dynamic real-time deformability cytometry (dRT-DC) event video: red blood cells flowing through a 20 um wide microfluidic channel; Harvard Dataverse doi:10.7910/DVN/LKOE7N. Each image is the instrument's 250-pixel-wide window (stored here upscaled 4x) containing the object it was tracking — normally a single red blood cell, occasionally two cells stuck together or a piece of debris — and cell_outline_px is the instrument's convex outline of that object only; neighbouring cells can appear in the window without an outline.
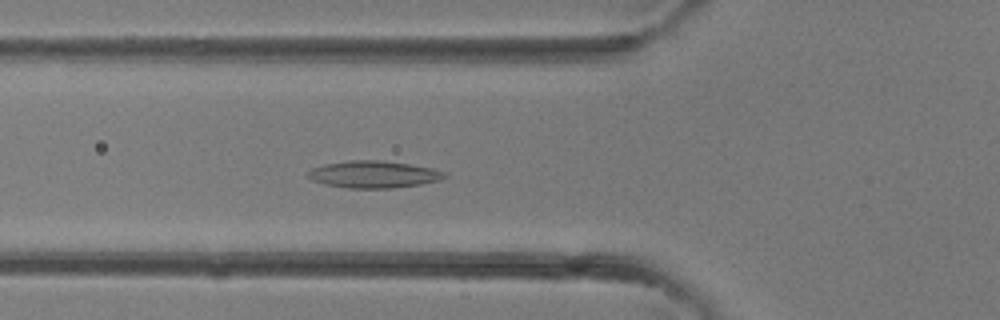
{"species": "common noctule bat (a hibernating species)", "species_latin": "Nyctalus noctula", "temperature_condition": "room temperature", "stored_images_in_passage": 32, "camera_frame_rate_fps": 3000, "um_per_image_px": 0.085, "animal": {"sex": "female"}, "frame": {"image": 1, "passage_image": 7, "time_ms": 2.0, "image_size_px": [1000, 320], "cell_outline_px": [[448, 176], [440, 180], [420, 184], [392, 188], [348, 188], [324, 184], [312, 180], [308, 176], [308, 172], [312, 168], [324, 164], [348, 160], [384, 160], [432, 168], [444, 172]], "centroid_in_image_um": [31.75, 14.82], "position_along_channel_um": 94.0, "area_um2": 21.5}}
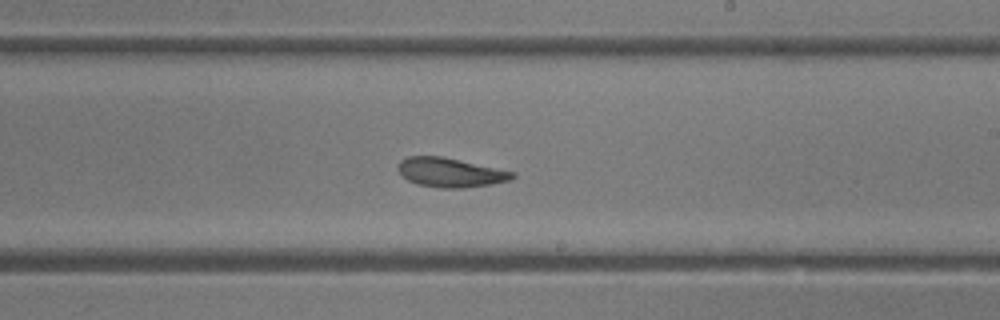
{"frame": {"image": 2, "passage_image": 16, "time_ms": 5.0, "image_size_px": [1000, 320], "cell_outline_px": [[516, 176], [512, 180], [492, 184], [460, 188], [440, 188], [416, 184], [400, 176], [396, 168], [400, 160], [408, 156], [440, 156], [516, 172]], "centroid_in_image_um": [38.25, 14.67], "position_along_channel_um": 250.8, "area_um2": 19.65}}
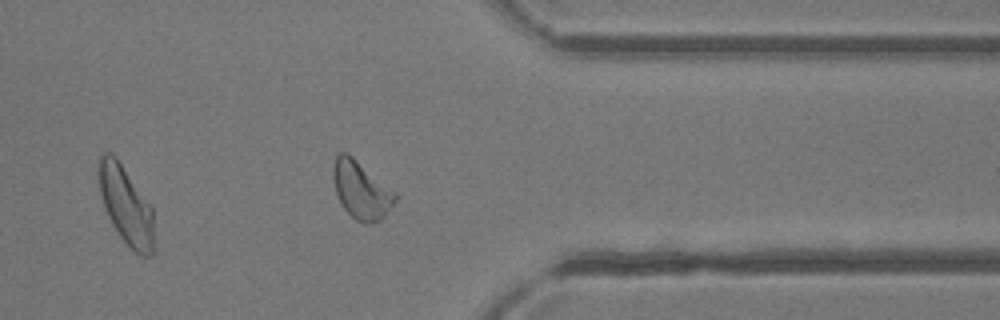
{"frame": {"image": 3, "passage_image": 24, "time_ms": 7.667, "image_size_px": [1000, 320], "cell_outline_px": [[396, 200], [384, 216], [380, 220], [372, 224], [364, 224], [356, 220], [344, 208], [336, 192], [332, 176], [332, 168], [336, 156], [340, 152], [348, 152], [396, 192]], "centroid_in_image_um": [30.69, 16.14], "position_along_channel_um": 380.7, "area_um2": 20.81}}